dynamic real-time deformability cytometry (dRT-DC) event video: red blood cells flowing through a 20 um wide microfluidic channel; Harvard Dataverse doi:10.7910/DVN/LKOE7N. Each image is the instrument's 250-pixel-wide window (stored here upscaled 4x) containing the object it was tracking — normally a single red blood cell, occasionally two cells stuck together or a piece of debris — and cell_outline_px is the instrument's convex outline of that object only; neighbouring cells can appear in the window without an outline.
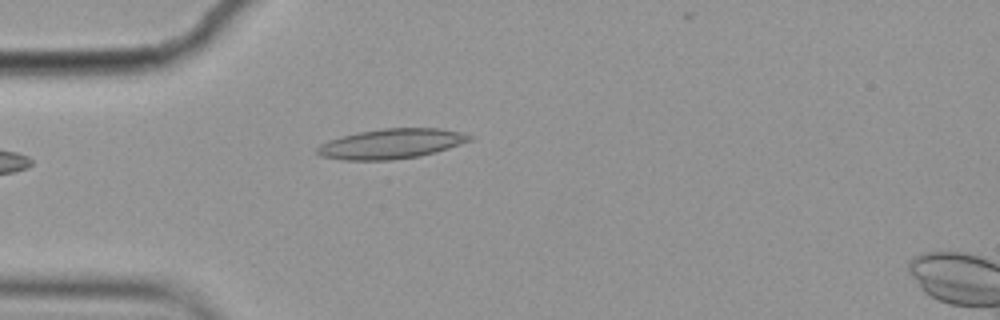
{"species": "common noctule bat (a hibernating species)", "species_latin": "Nyctalus noctula", "temperature_condition": "cold", "stored_images_in_passage": 2, "camera_frame_rate_fps": 3000, "um_per_image_px": 0.085, "animal": {"sex": "female", "body_mass_g": 19.9}, "frame": {"image": 1, "passage_image": 1, "time_ms": 0.0, "image_size_px": [1000, 320], "cell_outline_px": [[472, 140], [436, 152], [420, 156], [392, 160], [344, 160], [320, 156], [316, 152], [316, 148], [320, 144], [328, 140], [340, 136], [360, 132], [384, 128], [440, 128], [464, 132], [472, 136]], "centroid_in_image_um": [33.26, 12.22], "position_along_channel_um": 51.7, "area_um2": 26.7}}